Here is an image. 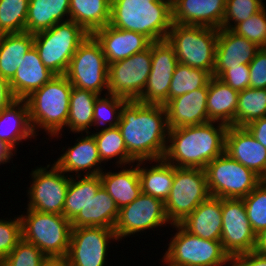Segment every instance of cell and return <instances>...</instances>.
Here are the masks:
<instances>
[{
	"label": "cell",
	"mask_w": 266,
	"mask_h": 266,
	"mask_svg": "<svg viewBox=\"0 0 266 266\" xmlns=\"http://www.w3.org/2000/svg\"><path fill=\"white\" fill-rule=\"evenodd\" d=\"M119 209L114 199L101 186L84 209L71 221L72 227H106L114 229Z\"/></svg>",
	"instance_id": "obj_27"
},
{
	"label": "cell",
	"mask_w": 266,
	"mask_h": 266,
	"mask_svg": "<svg viewBox=\"0 0 266 266\" xmlns=\"http://www.w3.org/2000/svg\"><path fill=\"white\" fill-rule=\"evenodd\" d=\"M52 165L37 167L31 172L32 184L27 193L29 203L26 209L63 215L66 193L73 175H65L54 163Z\"/></svg>",
	"instance_id": "obj_12"
},
{
	"label": "cell",
	"mask_w": 266,
	"mask_h": 266,
	"mask_svg": "<svg viewBox=\"0 0 266 266\" xmlns=\"http://www.w3.org/2000/svg\"><path fill=\"white\" fill-rule=\"evenodd\" d=\"M151 44L142 52L109 64L108 93L127 101L138 100L151 72Z\"/></svg>",
	"instance_id": "obj_13"
},
{
	"label": "cell",
	"mask_w": 266,
	"mask_h": 266,
	"mask_svg": "<svg viewBox=\"0 0 266 266\" xmlns=\"http://www.w3.org/2000/svg\"><path fill=\"white\" fill-rule=\"evenodd\" d=\"M238 93L219 78L212 76L208 82V119L235 126Z\"/></svg>",
	"instance_id": "obj_28"
},
{
	"label": "cell",
	"mask_w": 266,
	"mask_h": 266,
	"mask_svg": "<svg viewBox=\"0 0 266 266\" xmlns=\"http://www.w3.org/2000/svg\"><path fill=\"white\" fill-rule=\"evenodd\" d=\"M221 81L229 85L232 89L240 92L250 87V67L249 64H241L225 70L219 77Z\"/></svg>",
	"instance_id": "obj_46"
},
{
	"label": "cell",
	"mask_w": 266,
	"mask_h": 266,
	"mask_svg": "<svg viewBox=\"0 0 266 266\" xmlns=\"http://www.w3.org/2000/svg\"><path fill=\"white\" fill-rule=\"evenodd\" d=\"M228 127L221 122L209 121L169 129V145L163 159L179 168L205 169L208 163L225 152Z\"/></svg>",
	"instance_id": "obj_2"
},
{
	"label": "cell",
	"mask_w": 266,
	"mask_h": 266,
	"mask_svg": "<svg viewBox=\"0 0 266 266\" xmlns=\"http://www.w3.org/2000/svg\"><path fill=\"white\" fill-rule=\"evenodd\" d=\"M69 20L70 0H30L25 31L35 34Z\"/></svg>",
	"instance_id": "obj_30"
},
{
	"label": "cell",
	"mask_w": 266,
	"mask_h": 266,
	"mask_svg": "<svg viewBox=\"0 0 266 266\" xmlns=\"http://www.w3.org/2000/svg\"><path fill=\"white\" fill-rule=\"evenodd\" d=\"M165 224L171 223L167 219L164 202L142 192L133 202L119 209L114 231L119 241Z\"/></svg>",
	"instance_id": "obj_15"
},
{
	"label": "cell",
	"mask_w": 266,
	"mask_h": 266,
	"mask_svg": "<svg viewBox=\"0 0 266 266\" xmlns=\"http://www.w3.org/2000/svg\"><path fill=\"white\" fill-rule=\"evenodd\" d=\"M11 220V221H10ZM0 219V261L2 262L22 239L20 215L14 219Z\"/></svg>",
	"instance_id": "obj_45"
},
{
	"label": "cell",
	"mask_w": 266,
	"mask_h": 266,
	"mask_svg": "<svg viewBox=\"0 0 266 266\" xmlns=\"http://www.w3.org/2000/svg\"><path fill=\"white\" fill-rule=\"evenodd\" d=\"M227 264L224 265H216V266H226ZM228 266H232L231 263H228Z\"/></svg>",
	"instance_id": "obj_54"
},
{
	"label": "cell",
	"mask_w": 266,
	"mask_h": 266,
	"mask_svg": "<svg viewBox=\"0 0 266 266\" xmlns=\"http://www.w3.org/2000/svg\"><path fill=\"white\" fill-rule=\"evenodd\" d=\"M21 214L22 238L36 245L48 259H65L69 250L71 221L60 214L27 209Z\"/></svg>",
	"instance_id": "obj_6"
},
{
	"label": "cell",
	"mask_w": 266,
	"mask_h": 266,
	"mask_svg": "<svg viewBox=\"0 0 266 266\" xmlns=\"http://www.w3.org/2000/svg\"><path fill=\"white\" fill-rule=\"evenodd\" d=\"M208 84L200 89L170 99L164 106L168 128L194 126L207 123Z\"/></svg>",
	"instance_id": "obj_20"
},
{
	"label": "cell",
	"mask_w": 266,
	"mask_h": 266,
	"mask_svg": "<svg viewBox=\"0 0 266 266\" xmlns=\"http://www.w3.org/2000/svg\"><path fill=\"white\" fill-rule=\"evenodd\" d=\"M34 46L29 32L0 34V75L10 81L25 54Z\"/></svg>",
	"instance_id": "obj_31"
},
{
	"label": "cell",
	"mask_w": 266,
	"mask_h": 266,
	"mask_svg": "<svg viewBox=\"0 0 266 266\" xmlns=\"http://www.w3.org/2000/svg\"><path fill=\"white\" fill-rule=\"evenodd\" d=\"M260 49L255 43L234 33L220 28L216 45L214 77H219L225 70L249 64Z\"/></svg>",
	"instance_id": "obj_22"
},
{
	"label": "cell",
	"mask_w": 266,
	"mask_h": 266,
	"mask_svg": "<svg viewBox=\"0 0 266 266\" xmlns=\"http://www.w3.org/2000/svg\"><path fill=\"white\" fill-rule=\"evenodd\" d=\"M55 76L41 61L33 46L25 54L9 85L15 99L25 100Z\"/></svg>",
	"instance_id": "obj_24"
},
{
	"label": "cell",
	"mask_w": 266,
	"mask_h": 266,
	"mask_svg": "<svg viewBox=\"0 0 266 266\" xmlns=\"http://www.w3.org/2000/svg\"><path fill=\"white\" fill-rule=\"evenodd\" d=\"M92 35L100 43L108 64L142 52L151 44L143 34L117 29L109 24L96 30Z\"/></svg>",
	"instance_id": "obj_21"
},
{
	"label": "cell",
	"mask_w": 266,
	"mask_h": 266,
	"mask_svg": "<svg viewBox=\"0 0 266 266\" xmlns=\"http://www.w3.org/2000/svg\"><path fill=\"white\" fill-rule=\"evenodd\" d=\"M73 177L70 178L63 206V216L70 221L85 208L102 186L100 175Z\"/></svg>",
	"instance_id": "obj_34"
},
{
	"label": "cell",
	"mask_w": 266,
	"mask_h": 266,
	"mask_svg": "<svg viewBox=\"0 0 266 266\" xmlns=\"http://www.w3.org/2000/svg\"><path fill=\"white\" fill-rule=\"evenodd\" d=\"M47 261L48 258L36 245L22 238L1 266H43Z\"/></svg>",
	"instance_id": "obj_43"
},
{
	"label": "cell",
	"mask_w": 266,
	"mask_h": 266,
	"mask_svg": "<svg viewBox=\"0 0 266 266\" xmlns=\"http://www.w3.org/2000/svg\"><path fill=\"white\" fill-rule=\"evenodd\" d=\"M179 225L206 240H221L222 198L209 196Z\"/></svg>",
	"instance_id": "obj_25"
},
{
	"label": "cell",
	"mask_w": 266,
	"mask_h": 266,
	"mask_svg": "<svg viewBox=\"0 0 266 266\" xmlns=\"http://www.w3.org/2000/svg\"><path fill=\"white\" fill-rule=\"evenodd\" d=\"M104 95V97L99 95L94 104L93 126L101 127L99 132L107 130L110 127L118 126L121 116V108L127 101L124 98L110 93H105ZM102 125H106V127L102 128Z\"/></svg>",
	"instance_id": "obj_40"
},
{
	"label": "cell",
	"mask_w": 266,
	"mask_h": 266,
	"mask_svg": "<svg viewBox=\"0 0 266 266\" xmlns=\"http://www.w3.org/2000/svg\"><path fill=\"white\" fill-rule=\"evenodd\" d=\"M43 266H69L65 259H48Z\"/></svg>",
	"instance_id": "obj_53"
},
{
	"label": "cell",
	"mask_w": 266,
	"mask_h": 266,
	"mask_svg": "<svg viewBox=\"0 0 266 266\" xmlns=\"http://www.w3.org/2000/svg\"><path fill=\"white\" fill-rule=\"evenodd\" d=\"M219 29L172 23L166 37L178 63L206 70L213 76Z\"/></svg>",
	"instance_id": "obj_5"
},
{
	"label": "cell",
	"mask_w": 266,
	"mask_h": 266,
	"mask_svg": "<svg viewBox=\"0 0 266 266\" xmlns=\"http://www.w3.org/2000/svg\"><path fill=\"white\" fill-rule=\"evenodd\" d=\"M36 137L29 120V107L26 100L16 99L0 111V140L14 152L22 140Z\"/></svg>",
	"instance_id": "obj_26"
},
{
	"label": "cell",
	"mask_w": 266,
	"mask_h": 266,
	"mask_svg": "<svg viewBox=\"0 0 266 266\" xmlns=\"http://www.w3.org/2000/svg\"><path fill=\"white\" fill-rule=\"evenodd\" d=\"M266 116V89L246 88L238 93L235 127H245Z\"/></svg>",
	"instance_id": "obj_37"
},
{
	"label": "cell",
	"mask_w": 266,
	"mask_h": 266,
	"mask_svg": "<svg viewBox=\"0 0 266 266\" xmlns=\"http://www.w3.org/2000/svg\"><path fill=\"white\" fill-rule=\"evenodd\" d=\"M225 153L266 180V148L245 127H228Z\"/></svg>",
	"instance_id": "obj_18"
},
{
	"label": "cell",
	"mask_w": 266,
	"mask_h": 266,
	"mask_svg": "<svg viewBox=\"0 0 266 266\" xmlns=\"http://www.w3.org/2000/svg\"><path fill=\"white\" fill-rule=\"evenodd\" d=\"M177 232L163 255L168 266H216L231 263L220 240H206L194 236L179 224L171 225Z\"/></svg>",
	"instance_id": "obj_8"
},
{
	"label": "cell",
	"mask_w": 266,
	"mask_h": 266,
	"mask_svg": "<svg viewBox=\"0 0 266 266\" xmlns=\"http://www.w3.org/2000/svg\"><path fill=\"white\" fill-rule=\"evenodd\" d=\"M209 196L205 169L174 166L173 185L164 202L167 219L179 224Z\"/></svg>",
	"instance_id": "obj_9"
},
{
	"label": "cell",
	"mask_w": 266,
	"mask_h": 266,
	"mask_svg": "<svg viewBox=\"0 0 266 266\" xmlns=\"http://www.w3.org/2000/svg\"><path fill=\"white\" fill-rule=\"evenodd\" d=\"M266 6L258 13L243 22L236 24L231 30L260 48H266Z\"/></svg>",
	"instance_id": "obj_44"
},
{
	"label": "cell",
	"mask_w": 266,
	"mask_h": 266,
	"mask_svg": "<svg viewBox=\"0 0 266 266\" xmlns=\"http://www.w3.org/2000/svg\"><path fill=\"white\" fill-rule=\"evenodd\" d=\"M220 241L230 258L254 250L256 233L249 223L243 199L222 198Z\"/></svg>",
	"instance_id": "obj_16"
},
{
	"label": "cell",
	"mask_w": 266,
	"mask_h": 266,
	"mask_svg": "<svg viewBox=\"0 0 266 266\" xmlns=\"http://www.w3.org/2000/svg\"><path fill=\"white\" fill-rule=\"evenodd\" d=\"M129 167L124 166L115 173L103 171L100 174L102 187L114 199L118 209L127 206L142 193L137 164Z\"/></svg>",
	"instance_id": "obj_29"
},
{
	"label": "cell",
	"mask_w": 266,
	"mask_h": 266,
	"mask_svg": "<svg viewBox=\"0 0 266 266\" xmlns=\"http://www.w3.org/2000/svg\"><path fill=\"white\" fill-rule=\"evenodd\" d=\"M210 196L243 199L263 180L225 152L205 167Z\"/></svg>",
	"instance_id": "obj_10"
},
{
	"label": "cell",
	"mask_w": 266,
	"mask_h": 266,
	"mask_svg": "<svg viewBox=\"0 0 266 266\" xmlns=\"http://www.w3.org/2000/svg\"><path fill=\"white\" fill-rule=\"evenodd\" d=\"M145 162L136 161L142 192L165 202L173 185L174 165L160 159L150 168L142 167Z\"/></svg>",
	"instance_id": "obj_32"
},
{
	"label": "cell",
	"mask_w": 266,
	"mask_h": 266,
	"mask_svg": "<svg viewBox=\"0 0 266 266\" xmlns=\"http://www.w3.org/2000/svg\"><path fill=\"white\" fill-rule=\"evenodd\" d=\"M99 95L93 91L72 87L67 127L70 132L89 133L93 126L94 104Z\"/></svg>",
	"instance_id": "obj_35"
},
{
	"label": "cell",
	"mask_w": 266,
	"mask_h": 266,
	"mask_svg": "<svg viewBox=\"0 0 266 266\" xmlns=\"http://www.w3.org/2000/svg\"><path fill=\"white\" fill-rule=\"evenodd\" d=\"M232 266H266V255L250 251L231 258Z\"/></svg>",
	"instance_id": "obj_48"
},
{
	"label": "cell",
	"mask_w": 266,
	"mask_h": 266,
	"mask_svg": "<svg viewBox=\"0 0 266 266\" xmlns=\"http://www.w3.org/2000/svg\"><path fill=\"white\" fill-rule=\"evenodd\" d=\"M243 201L249 223L258 234L266 228V180L257 185Z\"/></svg>",
	"instance_id": "obj_41"
},
{
	"label": "cell",
	"mask_w": 266,
	"mask_h": 266,
	"mask_svg": "<svg viewBox=\"0 0 266 266\" xmlns=\"http://www.w3.org/2000/svg\"><path fill=\"white\" fill-rule=\"evenodd\" d=\"M109 25L166 40L172 25L171 0H111Z\"/></svg>",
	"instance_id": "obj_3"
},
{
	"label": "cell",
	"mask_w": 266,
	"mask_h": 266,
	"mask_svg": "<svg viewBox=\"0 0 266 266\" xmlns=\"http://www.w3.org/2000/svg\"><path fill=\"white\" fill-rule=\"evenodd\" d=\"M72 85L65 75H55L25 100L29 107V120L34 134L41 128L49 137H59L67 128ZM38 129V131H37Z\"/></svg>",
	"instance_id": "obj_4"
},
{
	"label": "cell",
	"mask_w": 266,
	"mask_h": 266,
	"mask_svg": "<svg viewBox=\"0 0 266 266\" xmlns=\"http://www.w3.org/2000/svg\"><path fill=\"white\" fill-rule=\"evenodd\" d=\"M92 135L97 143L101 161L106 163L113 158L117 160V167L126 164H136V160L128 153L119 127H110L101 132H94Z\"/></svg>",
	"instance_id": "obj_36"
},
{
	"label": "cell",
	"mask_w": 266,
	"mask_h": 266,
	"mask_svg": "<svg viewBox=\"0 0 266 266\" xmlns=\"http://www.w3.org/2000/svg\"><path fill=\"white\" fill-rule=\"evenodd\" d=\"M15 99L9 81L0 75V111L8 107Z\"/></svg>",
	"instance_id": "obj_50"
},
{
	"label": "cell",
	"mask_w": 266,
	"mask_h": 266,
	"mask_svg": "<svg viewBox=\"0 0 266 266\" xmlns=\"http://www.w3.org/2000/svg\"><path fill=\"white\" fill-rule=\"evenodd\" d=\"M90 133H86L85 137L77 138L76 143L71 147L69 146L54 162L65 174L74 171L75 176H93L103 172L104 169L99 166L103 162L99 156L97 143L94 136L89 135Z\"/></svg>",
	"instance_id": "obj_23"
},
{
	"label": "cell",
	"mask_w": 266,
	"mask_h": 266,
	"mask_svg": "<svg viewBox=\"0 0 266 266\" xmlns=\"http://www.w3.org/2000/svg\"><path fill=\"white\" fill-rule=\"evenodd\" d=\"M250 67V88L266 89V48H260Z\"/></svg>",
	"instance_id": "obj_47"
},
{
	"label": "cell",
	"mask_w": 266,
	"mask_h": 266,
	"mask_svg": "<svg viewBox=\"0 0 266 266\" xmlns=\"http://www.w3.org/2000/svg\"><path fill=\"white\" fill-rule=\"evenodd\" d=\"M30 0H0V34L25 31Z\"/></svg>",
	"instance_id": "obj_39"
},
{
	"label": "cell",
	"mask_w": 266,
	"mask_h": 266,
	"mask_svg": "<svg viewBox=\"0 0 266 266\" xmlns=\"http://www.w3.org/2000/svg\"><path fill=\"white\" fill-rule=\"evenodd\" d=\"M262 1L263 0H226L222 28L231 30L236 24L258 13L265 7Z\"/></svg>",
	"instance_id": "obj_42"
},
{
	"label": "cell",
	"mask_w": 266,
	"mask_h": 266,
	"mask_svg": "<svg viewBox=\"0 0 266 266\" xmlns=\"http://www.w3.org/2000/svg\"><path fill=\"white\" fill-rule=\"evenodd\" d=\"M254 251L266 255V228L256 234Z\"/></svg>",
	"instance_id": "obj_51"
},
{
	"label": "cell",
	"mask_w": 266,
	"mask_h": 266,
	"mask_svg": "<svg viewBox=\"0 0 266 266\" xmlns=\"http://www.w3.org/2000/svg\"><path fill=\"white\" fill-rule=\"evenodd\" d=\"M14 155L15 153H13V150L0 140V165L9 163L10 159L13 158L12 156Z\"/></svg>",
	"instance_id": "obj_52"
},
{
	"label": "cell",
	"mask_w": 266,
	"mask_h": 266,
	"mask_svg": "<svg viewBox=\"0 0 266 266\" xmlns=\"http://www.w3.org/2000/svg\"><path fill=\"white\" fill-rule=\"evenodd\" d=\"M111 0H70V20L93 34L110 22Z\"/></svg>",
	"instance_id": "obj_33"
},
{
	"label": "cell",
	"mask_w": 266,
	"mask_h": 266,
	"mask_svg": "<svg viewBox=\"0 0 266 266\" xmlns=\"http://www.w3.org/2000/svg\"><path fill=\"white\" fill-rule=\"evenodd\" d=\"M109 64L96 38L89 36L79 45L64 74L72 86L98 95L108 93Z\"/></svg>",
	"instance_id": "obj_11"
},
{
	"label": "cell",
	"mask_w": 266,
	"mask_h": 266,
	"mask_svg": "<svg viewBox=\"0 0 266 266\" xmlns=\"http://www.w3.org/2000/svg\"><path fill=\"white\" fill-rule=\"evenodd\" d=\"M211 77L212 75L206 70L178 63L169 87V100L205 87Z\"/></svg>",
	"instance_id": "obj_38"
},
{
	"label": "cell",
	"mask_w": 266,
	"mask_h": 266,
	"mask_svg": "<svg viewBox=\"0 0 266 266\" xmlns=\"http://www.w3.org/2000/svg\"><path fill=\"white\" fill-rule=\"evenodd\" d=\"M226 0H171L172 23L222 28Z\"/></svg>",
	"instance_id": "obj_19"
},
{
	"label": "cell",
	"mask_w": 266,
	"mask_h": 266,
	"mask_svg": "<svg viewBox=\"0 0 266 266\" xmlns=\"http://www.w3.org/2000/svg\"><path fill=\"white\" fill-rule=\"evenodd\" d=\"M34 35V47L41 61L55 75H64L79 45L89 34L74 21L55 24Z\"/></svg>",
	"instance_id": "obj_7"
},
{
	"label": "cell",
	"mask_w": 266,
	"mask_h": 266,
	"mask_svg": "<svg viewBox=\"0 0 266 266\" xmlns=\"http://www.w3.org/2000/svg\"><path fill=\"white\" fill-rule=\"evenodd\" d=\"M151 58V72L137 101L164 106L169 101V87L178 60L167 40L151 42Z\"/></svg>",
	"instance_id": "obj_17"
},
{
	"label": "cell",
	"mask_w": 266,
	"mask_h": 266,
	"mask_svg": "<svg viewBox=\"0 0 266 266\" xmlns=\"http://www.w3.org/2000/svg\"><path fill=\"white\" fill-rule=\"evenodd\" d=\"M245 128L266 148V116L251 122Z\"/></svg>",
	"instance_id": "obj_49"
},
{
	"label": "cell",
	"mask_w": 266,
	"mask_h": 266,
	"mask_svg": "<svg viewBox=\"0 0 266 266\" xmlns=\"http://www.w3.org/2000/svg\"><path fill=\"white\" fill-rule=\"evenodd\" d=\"M118 127L128 153L136 161L164 158L169 132L165 106L126 101Z\"/></svg>",
	"instance_id": "obj_1"
},
{
	"label": "cell",
	"mask_w": 266,
	"mask_h": 266,
	"mask_svg": "<svg viewBox=\"0 0 266 266\" xmlns=\"http://www.w3.org/2000/svg\"><path fill=\"white\" fill-rule=\"evenodd\" d=\"M111 239L118 240L111 228L72 227L65 260L69 266H105Z\"/></svg>",
	"instance_id": "obj_14"
}]
</instances>
